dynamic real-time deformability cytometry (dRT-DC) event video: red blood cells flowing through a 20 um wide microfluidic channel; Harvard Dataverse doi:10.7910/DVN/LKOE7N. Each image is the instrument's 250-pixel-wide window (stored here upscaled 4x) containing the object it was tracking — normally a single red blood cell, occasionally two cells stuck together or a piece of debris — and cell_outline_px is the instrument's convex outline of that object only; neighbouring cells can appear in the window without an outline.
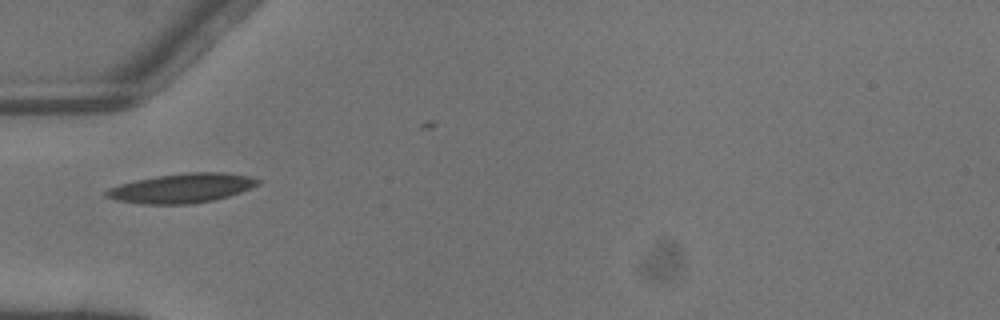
{"species": "common noctule bat (a hibernating species)", "species_latin": "Nyctalus noctula", "temperature_condition": "warm", "stored_images_in_passage": 1, "camera_frame_rate_fps": 3000, "um_per_image_px": 0.085, "animal": {"sex": "male", "body_mass_g": 13.3}, "frame": {"image": 1, "passage_image": 1, "time_ms": 0.0, "image_size_px": [1000, 320], "cell_outline_px": [[260, 184], [240, 192], [228, 196], [212, 200], [192, 204], [140, 204], [116, 200], [104, 196], [104, 192], [108, 188], [120, 184], [136, 180], [156, 176], [188, 172], [224, 172], [252, 176], [260, 180]], "centroid_in_image_um": [15.45, 15.99], "position_along_channel_um": 69.5, "area_um2": 26.07}}